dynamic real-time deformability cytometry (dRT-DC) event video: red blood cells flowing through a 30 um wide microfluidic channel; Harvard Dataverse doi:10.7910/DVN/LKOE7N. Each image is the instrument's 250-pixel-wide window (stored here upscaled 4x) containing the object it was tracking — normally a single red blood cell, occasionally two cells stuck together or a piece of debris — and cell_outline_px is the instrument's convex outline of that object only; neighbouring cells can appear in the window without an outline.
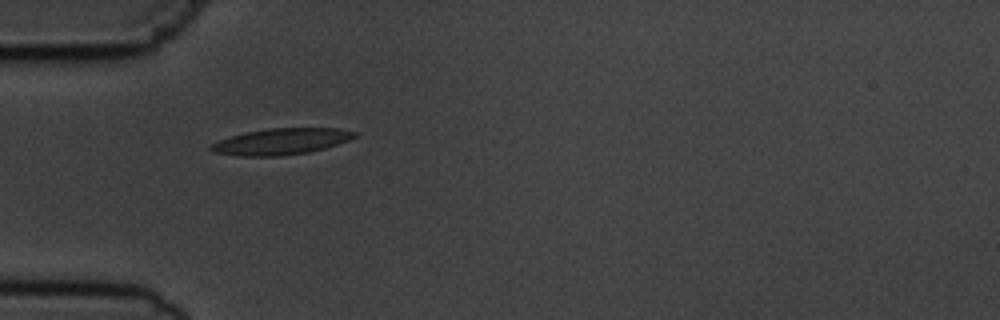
{"species": "common noctule bat (a hibernating species)", "species_latin": "Nyctalus noctula", "temperature_condition": "cold", "stored_images_in_passage": 2, "camera_frame_rate_fps": 3000, "um_per_image_px": 0.085, "animal": {"sex": "male", "body_mass_g": 19.5, "forearm_length_mm": 54.6}, "frame": {"image": 1, "passage_image": 1, "time_ms": 0.0, "image_size_px": [1000, 320], "cell_outline_px": [[360, 136], [324, 148], [308, 152], [284, 156], [236, 156], [212, 152], [208, 148], [212, 144], [228, 136], [244, 132], [268, 128], [336, 128], [360, 132]], "centroid_in_image_um": [23.9, 12.02], "position_along_channel_um": 61.1, "area_um2": 22.25}}
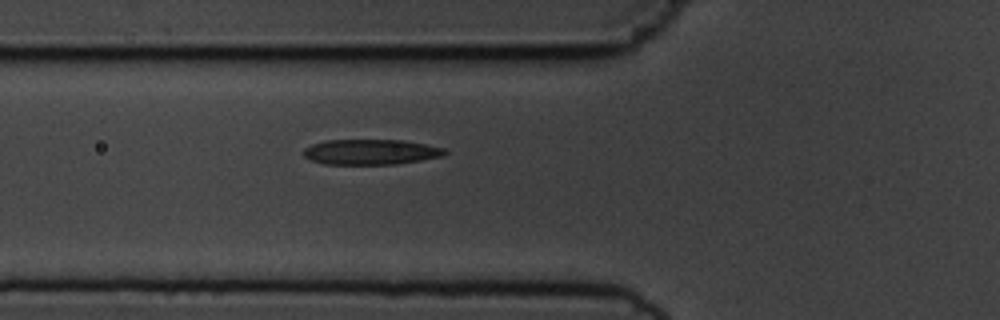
{"frame": {"image": 2, "passage_image": 2, "time_ms": 1.0, "image_size_px": [1000, 320], "cell_outline_px": [[448, 152], [444, 156], [396, 164], [324, 164], [312, 160], [304, 156], [304, 148], [312, 144], [324, 140], [400, 140], [424, 144], [444, 148]], "centroid_in_image_um": [31.51, 12.91], "position_along_channel_um": 94.3, "area_um2": 20.75}}